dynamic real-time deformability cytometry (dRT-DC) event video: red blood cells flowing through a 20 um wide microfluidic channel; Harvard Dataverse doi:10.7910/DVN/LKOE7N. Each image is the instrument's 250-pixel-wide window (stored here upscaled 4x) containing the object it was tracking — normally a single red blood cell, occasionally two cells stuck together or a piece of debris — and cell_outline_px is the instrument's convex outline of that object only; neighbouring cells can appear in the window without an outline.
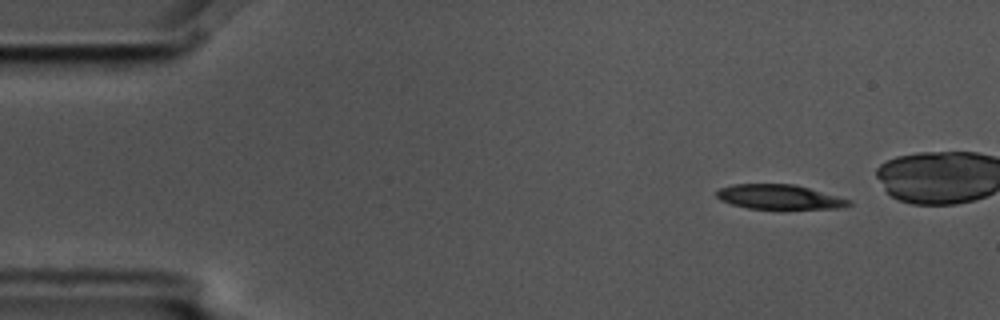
{"species": "common noctule bat (a hibernating species)", "species_latin": "Nyctalus noctula", "temperature_condition": "cold", "stored_images_in_passage": 5, "camera_frame_rate_fps": 3000, "um_per_image_px": 0.085, "animal": {"sex": "male", "body_mass_g": 17.5, "forearm_length_mm": 52.3}, "frame": {"image": 1, "passage_image": 1, "time_ms": 0.0, "image_size_px": [1000, 320], "cell_outline_px": [[852, 204], [840, 208], [748, 208], [732, 204], [720, 200], [716, 196], [716, 192], [720, 188], [732, 184], [792, 184], [808, 188], [852, 200]], "centroid_in_image_um": [66.21, 16.73], "position_along_channel_um": 18.8, "area_um2": 18.61}}